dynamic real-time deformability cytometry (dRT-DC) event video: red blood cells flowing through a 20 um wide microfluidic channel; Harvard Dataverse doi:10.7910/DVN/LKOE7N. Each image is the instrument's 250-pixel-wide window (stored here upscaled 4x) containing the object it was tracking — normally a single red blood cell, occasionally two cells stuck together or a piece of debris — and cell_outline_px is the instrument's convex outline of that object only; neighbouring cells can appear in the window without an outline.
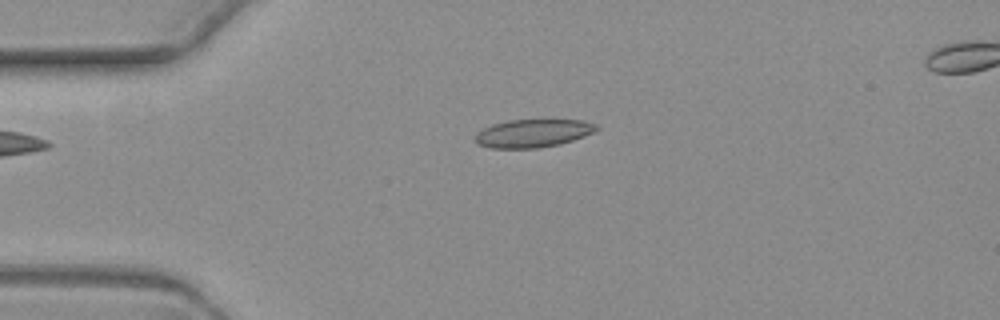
{"species": "common noctule bat (a hibernating species)", "species_latin": "Nyctalus noctula", "temperature_condition": "warm", "stored_images_in_passage": 8, "camera_frame_rate_fps": 3000, "um_per_image_px": 0.085, "animal": {"sex": "female", "body_mass_g": 19.3, "forearm_length_mm": 54.1}, "frame": {"image": 1, "passage_image": 1, "time_ms": 0.0, "image_size_px": [1000, 320], "cell_outline_px": [[600, 128], [584, 136], [560, 144], [540, 148], [488, 148], [476, 144], [476, 132], [492, 124], [508, 120], [580, 120], [596, 124]], "centroid_in_image_um": [45.27, 11.33], "position_along_channel_um": 39.7, "area_um2": 19.83}}
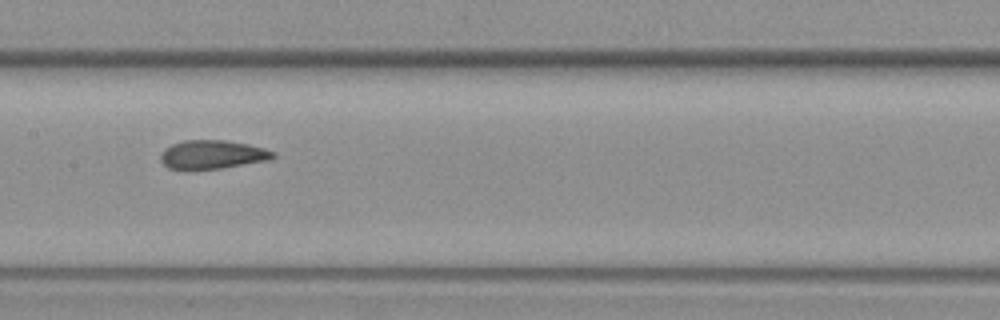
{"frame": {"image": 2, "passage_image": 5, "time_ms": 5.0, "image_size_px": [1000, 320], "cell_outline_px": [[276, 156], [268, 160], [220, 168], [184, 172], [168, 168], [160, 160], [160, 156], [164, 148], [172, 144], [184, 140], [224, 140], [248, 144], [264, 148], [276, 152]], "centroid_in_image_um": [17.99, 13.16], "position_along_channel_um": 189.4, "area_um2": 19.25}}
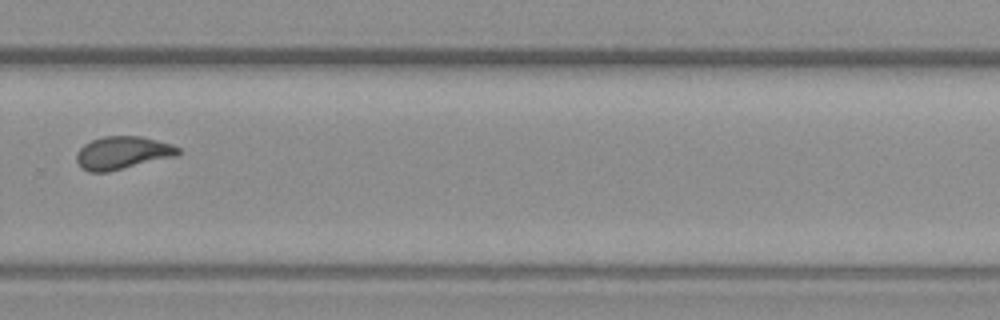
{"frame": {"image": 3, "passage_image": 8, "time_ms": 8.667, "image_size_px": [1000, 320], "cell_outline_px": [[180, 152], [176, 156], [108, 172], [88, 172], [80, 168], [76, 160], [76, 152], [84, 144], [92, 140], [104, 136], [140, 136], [172, 144], [180, 148]], "centroid_in_image_um": [10.38, 13.0], "position_along_channel_um": 319.4, "area_um2": 19.54}}